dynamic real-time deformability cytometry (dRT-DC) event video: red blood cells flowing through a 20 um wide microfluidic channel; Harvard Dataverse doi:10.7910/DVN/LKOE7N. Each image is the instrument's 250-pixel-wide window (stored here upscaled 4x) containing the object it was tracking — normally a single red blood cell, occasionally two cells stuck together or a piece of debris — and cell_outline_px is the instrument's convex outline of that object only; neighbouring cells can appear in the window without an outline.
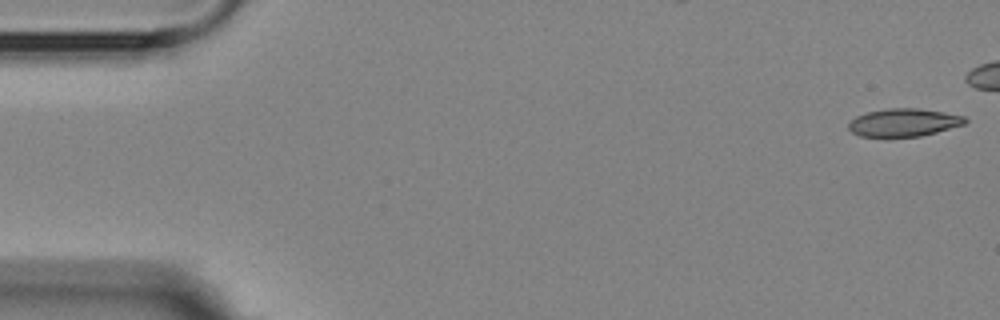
{"species": "Egyptian fruit bat (a non-hibernating species)", "species_latin": "Rousettus aegyptiacus", "temperature_condition": "room temperature", "stored_images_in_passage": 6, "camera_frame_rate_fps": 3000, "um_per_image_px": 0.085, "animal": {"sex": "female"}, "frame": {"image": 1, "passage_image": 1, "time_ms": 0.0, "image_size_px": [1000, 320], "cell_outline_px": [[968, 120], [964, 124], [936, 132], [920, 136], [860, 136], [852, 132], [848, 128], [848, 124], [856, 116], [868, 112], [888, 108], [920, 108], [944, 112], [964, 116]], "centroid_in_image_um": [76.82, 10.4], "position_along_channel_um": 8.2, "area_um2": 18.73}}
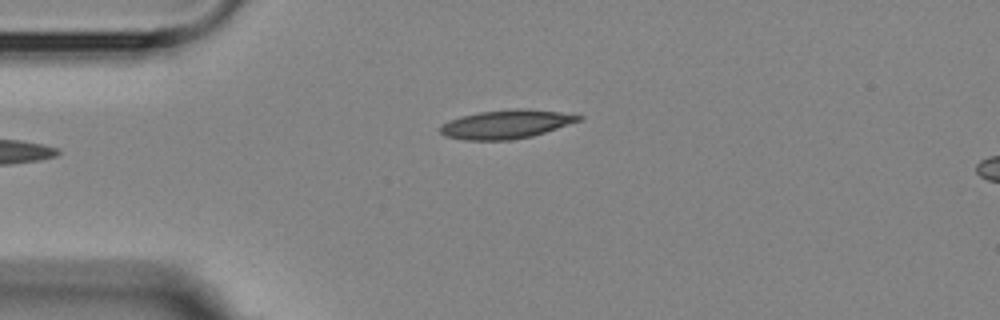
{"frame": {"image": 2, "passage_image": 6, "time_ms": 5.667, "image_size_px": [1000, 320], "cell_outline_px": [[584, 116], [580, 120], [532, 136], [512, 140], [464, 140], [444, 136], [440, 132], [440, 128], [448, 120], [460, 116], [480, 112], [512, 108], [528, 108], [560, 112]], "centroid_in_image_um": [42.99, 10.55], "position_along_channel_um": 42.0, "area_um2": 23.12}}